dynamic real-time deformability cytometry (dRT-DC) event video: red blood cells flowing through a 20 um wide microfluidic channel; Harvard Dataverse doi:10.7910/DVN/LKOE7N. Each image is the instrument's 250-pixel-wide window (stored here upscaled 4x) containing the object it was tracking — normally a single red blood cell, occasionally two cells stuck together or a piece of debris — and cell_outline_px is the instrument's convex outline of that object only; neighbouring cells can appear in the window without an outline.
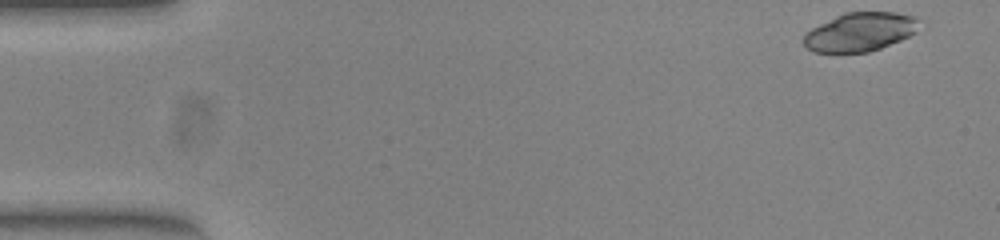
{"species": "common noctule bat (a hibernating species)", "species_latin": "Nyctalus noctula", "temperature_condition": "warm", "stored_images_in_passage": 50, "camera_frame_rate_fps": 3000, "um_per_image_px": 0.085, "animal": {"sex": "female", "body_mass_g": 23.0, "forearm_length_mm": 53.4}, "frame": {"image": 1, "passage_image": 1, "time_ms": 0.0, "image_size_px": [1000, 240], "cell_outline_px": [[916, 32], [900, 40], [880, 48], [868, 52], [812, 52], [804, 44], [804, 32], [844, 12], [896, 12], [916, 16]], "centroid_in_image_um": [73.07, 2.71], "position_along_channel_um": 11.9, "area_um2": 25.78}}
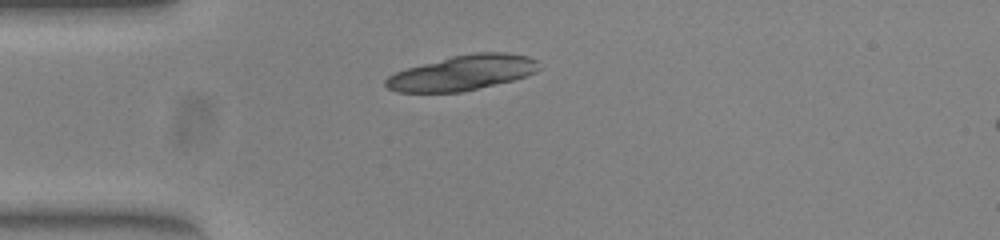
{"frame": {"image": 2, "passage_image": 12, "time_ms": 3.667, "image_size_px": [1000, 240], "cell_outline_px": [[540, 68], [536, 72], [512, 80], [460, 92], [396, 92], [388, 88], [384, 84], [384, 80], [388, 76], [396, 72], [408, 68], [452, 56], [476, 52], [504, 52], [528, 56], [536, 60]], "centroid_in_image_um": [39.3, 6.18], "position_along_channel_um": 45.7, "area_um2": 30.98}}